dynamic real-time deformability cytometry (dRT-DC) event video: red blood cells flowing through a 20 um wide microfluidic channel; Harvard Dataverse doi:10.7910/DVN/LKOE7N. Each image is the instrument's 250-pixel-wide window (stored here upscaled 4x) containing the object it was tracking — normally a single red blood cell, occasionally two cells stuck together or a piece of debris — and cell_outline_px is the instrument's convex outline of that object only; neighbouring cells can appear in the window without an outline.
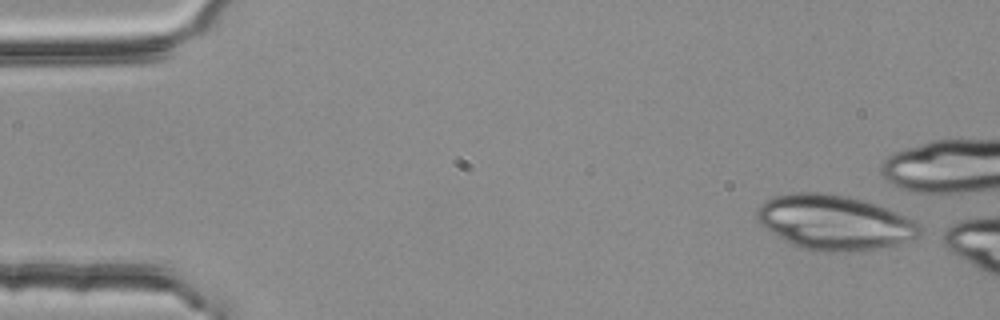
{"species": "common noctule bat (a hibernating species)", "species_latin": "Nyctalus noctula", "temperature_condition": "room temperature", "stored_images_in_passage": 4, "camera_frame_rate_fps": 3000, "um_per_image_px": 0.085, "animal": {"sex": "female", "body_mass_g": 25.1}, "frame": {"image": 1, "passage_image": 1, "time_ms": 0.0, "image_size_px": [1000, 320], "cell_outline_px": [[920, 236], [912, 240], [900, 244], [880, 248], [836, 252], [824, 252], [804, 248], [792, 244], [764, 228], [756, 220], [756, 212], [768, 200], [776, 196], [792, 192], [820, 192], [848, 196], [876, 204], [888, 208], [908, 216], [916, 220], [920, 224]], "centroid_in_image_um": [70.98, 18.91], "position_along_channel_um": 14.0, "area_um2": 51.96}}